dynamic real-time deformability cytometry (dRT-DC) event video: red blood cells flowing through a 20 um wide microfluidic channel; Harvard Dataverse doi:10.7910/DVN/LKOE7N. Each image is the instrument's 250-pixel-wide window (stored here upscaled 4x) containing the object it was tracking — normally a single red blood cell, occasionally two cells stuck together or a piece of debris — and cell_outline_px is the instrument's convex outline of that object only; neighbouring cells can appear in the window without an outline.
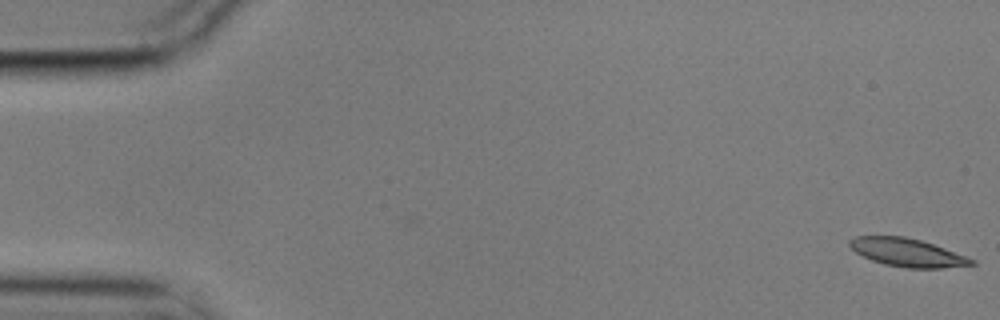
{"species": "common noctule bat (a hibernating species)", "species_latin": "Nyctalus noctula", "temperature_condition": "cold", "stored_images_in_passage": 57, "camera_frame_rate_fps": 3000, "um_per_image_px": 0.085, "animal": {"sex": "male", "body_mass_g": 17.9}, "frame": {"image": 1, "passage_image": 1, "time_ms": 0.0, "image_size_px": [1000, 320], "cell_outline_px": [[976, 264], [940, 268], [908, 268], [884, 264], [872, 260], [856, 252], [848, 244], [848, 240], [856, 236], [904, 236], [920, 240], [944, 248], [976, 260]], "centroid_in_image_um": [77.11, 21.46], "position_along_channel_um": 7.9, "area_um2": 19.77}}
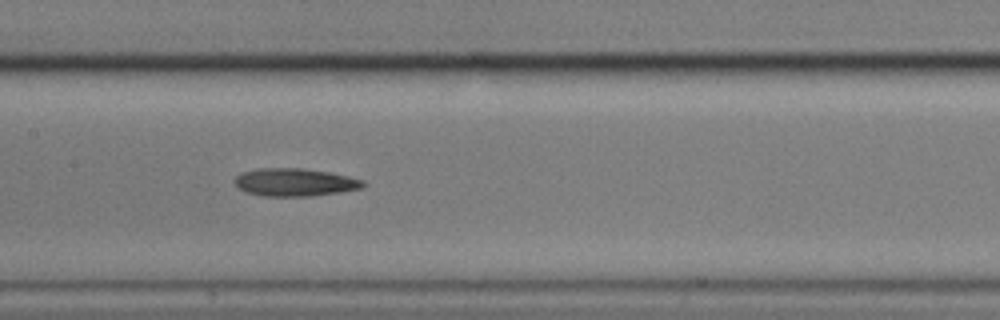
{"frame": {"image": 2, "passage_image": 28, "time_ms": 9.0, "image_size_px": [1000, 320], "cell_outline_px": [[364, 184], [360, 188], [340, 192], [308, 196], [260, 196], [244, 192], [232, 180], [240, 172], [256, 168], [300, 168], [328, 172], [348, 176], [364, 180]], "centroid_in_image_um": [24.98, 15.49], "position_along_channel_um": 182.4, "area_um2": 20.87}}
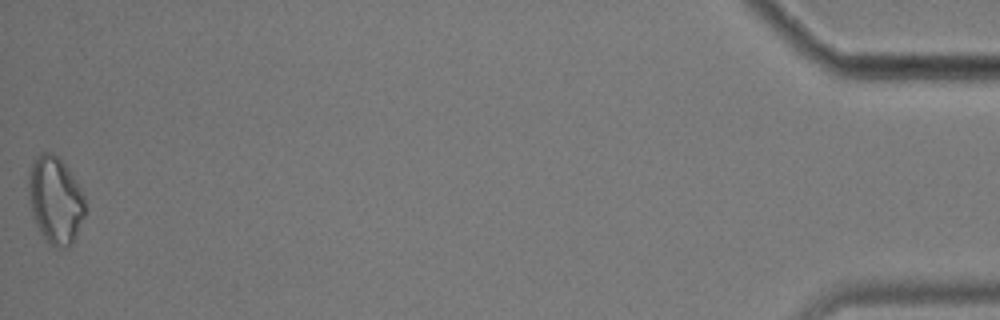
{"frame": {"image": 3, "passage_image": 57, "time_ms": 18.667, "image_size_px": [1000, 320], "cell_outline_px": [[84, 216], [72, 244], [68, 248], [56, 248], [48, 244], [36, 224], [32, 212], [28, 192], [28, 172], [32, 160], [40, 152], [52, 152], [64, 164], [72, 176], [84, 196]], "centroid_in_image_um": [4.67, 17.01], "position_along_channel_um": 430.5, "area_um2": 28.55}}